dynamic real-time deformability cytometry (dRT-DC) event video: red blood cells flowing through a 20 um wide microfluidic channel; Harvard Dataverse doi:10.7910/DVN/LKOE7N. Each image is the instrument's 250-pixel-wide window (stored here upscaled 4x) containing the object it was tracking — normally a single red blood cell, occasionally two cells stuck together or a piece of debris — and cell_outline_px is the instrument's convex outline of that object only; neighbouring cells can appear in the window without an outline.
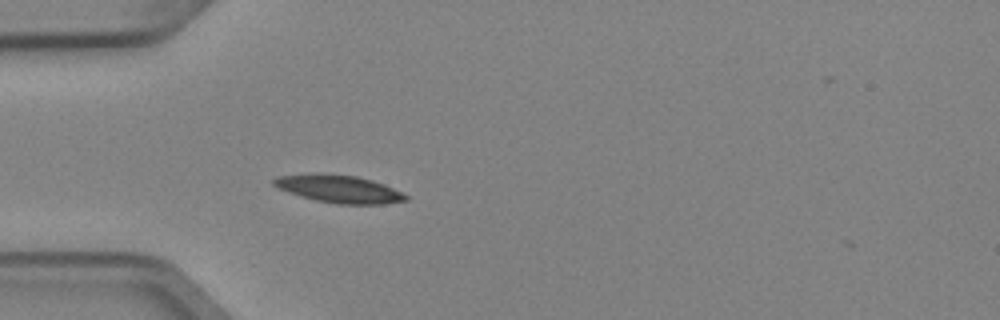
{"species": "Egyptian fruit bat (a non-hibernating species)", "species_latin": "Rousettus aegyptiacus", "temperature_condition": "cold", "stored_images_in_passage": 1, "camera_frame_rate_fps": 3000, "um_per_image_px": 0.085, "animal": {"sex": "female"}, "frame": {"image": 1, "passage_image": 1, "time_ms": 0.0, "image_size_px": [1000, 320], "cell_outline_px": [[408, 200], [384, 204], [336, 204], [316, 200], [288, 192], [272, 184], [272, 180], [276, 176], [312, 172], [320, 172], [356, 176], [372, 180], [384, 184], [408, 196]], "centroid_in_image_um": [28.78, 16.04], "position_along_channel_um": 56.2, "area_um2": 21.44}}